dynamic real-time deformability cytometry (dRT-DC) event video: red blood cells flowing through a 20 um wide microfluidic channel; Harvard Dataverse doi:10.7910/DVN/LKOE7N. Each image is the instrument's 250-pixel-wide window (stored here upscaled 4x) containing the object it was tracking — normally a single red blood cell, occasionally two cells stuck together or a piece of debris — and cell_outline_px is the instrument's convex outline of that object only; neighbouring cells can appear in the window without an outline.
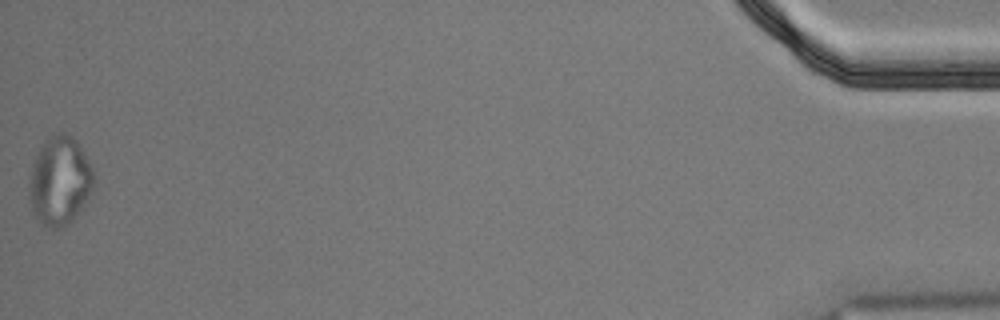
{"species": "Egyptian fruit bat (a non-hibernating species)", "species_latin": "Rousettus aegyptiacus", "temperature_condition": "cold", "stored_images_in_passage": 55, "segment_of_instrument_passage": [2, 2], "camera_frame_rate_fps": 3000, "um_per_image_px": 0.085, "animal": {"sex": "male"}, "frame": {"image": 1, "passage_image": 55, "time_ms": 18.0, "image_size_px": [1000, 320], "cell_outline_px": [[96, 176], [88, 200], [84, 208], [72, 220], [60, 228], [52, 228], [40, 224], [32, 212], [28, 200], [28, 180], [32, 164], [44, 140], [60, 132], [64, 132], [72, 136], [76, 140], [88, 160]], "centroid_in_image_um": [5.06, 15.41], "position_along_channel_um": 430.1, "area_um2": 33.93}}